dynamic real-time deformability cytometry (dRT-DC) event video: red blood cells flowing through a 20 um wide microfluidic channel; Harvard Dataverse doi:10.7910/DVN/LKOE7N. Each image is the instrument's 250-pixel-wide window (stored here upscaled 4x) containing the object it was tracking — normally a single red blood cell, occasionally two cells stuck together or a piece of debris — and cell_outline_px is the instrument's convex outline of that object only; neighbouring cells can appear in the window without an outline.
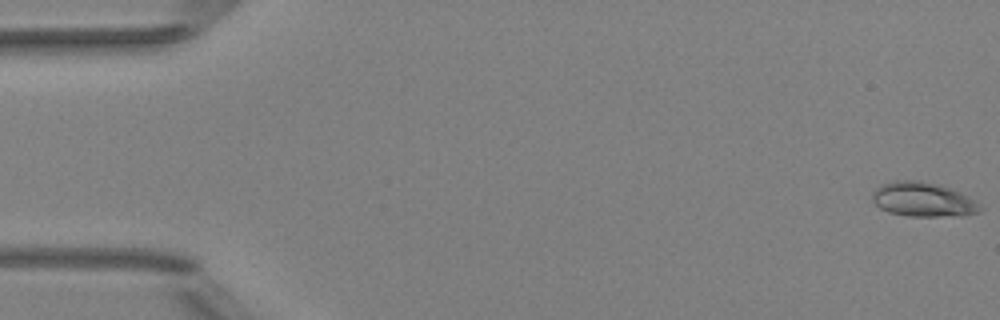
{"species": "Egyptian fruit bat (a non-hibernating species)", "species_latin": "Rousettus aegyptiacus", "temperature_condition": "room temperature", "stored_images_in_passage": 50, "camera_frame_rate_fps": 3000, "um_per_image_px": 0.085, "animal": {"sex": "female"}, "frame": {"image": 1, "passage_image": 1, "time_ms": 0.0, "image_size_px": [1000, 320], "cell_outline_px": [[984, 208], [980, 212], [960, 216], [908, 216], [888, 212], [880, 208], [872, 200], [872, 192], [880, 184], [896, 180], [920, 180], [940, 184], [976, 200]], "centroid_in_image_um": [78.46, 16.96], "position_along_channel_um": 6.5, "area_um2": 21.85}}
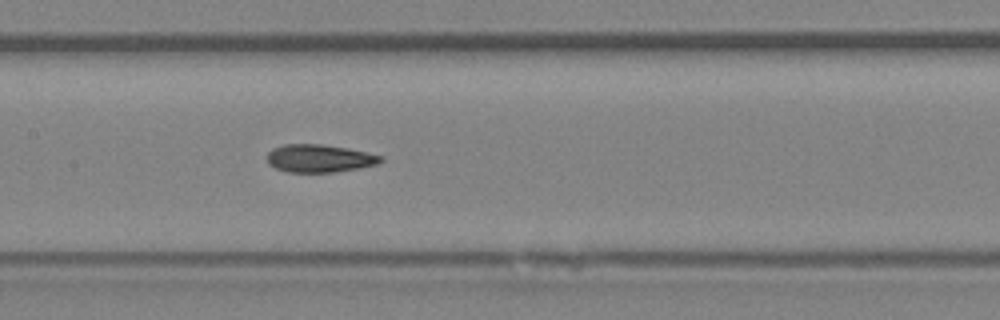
{"frame": {"image": 2, "passage_image": 26, "time_ms": 8.333, "image_size_px": [1000, 320], "cell_outline_px": [[384, 160], [376, 164], [356, 168], [332, 172], [288, 172], [276, 168], [268, 164], [268, 152], [272, 148], [284, 144], [320, 144], [348, 148], [384, 156]], "centroid_in_image_um": [27.13, 13.45], "position_along_channel_um": 180.3, "area_um2": 18.32}}
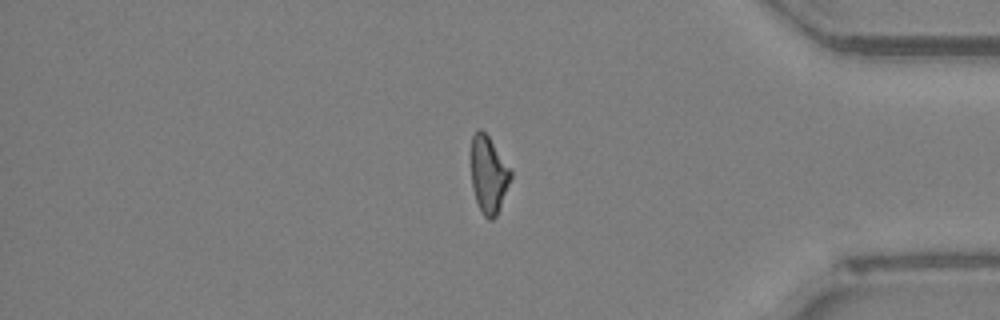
{"frame": {"image": 3, "passage_image": 44, "time_ms": 14.333, "image_size_px": [1000, 320], "cell_outline_px": [[512, 176], [496, 216], [492, 220], [488, 220], [484, 216], [476, 200], [472, 188], [472, 136], [480, 128], [488, 136], [512, 168]], "centroid_in_image_um": [41.55, 14.84], "position_along_channel_um": 393.6, "area_um2": 17.63}, "authors_computed_cell_mechanics": {"area_um2": 18.785, "velocity_mm_per_s": 4.0067, "shape_relaxation_time_tau1_ms": 4.2098, "shape_relaxation_time_tau2_ms": 2.7356, "deformation_change_tau1": 0.1548, "deformation_change_tau2": 0.1}}